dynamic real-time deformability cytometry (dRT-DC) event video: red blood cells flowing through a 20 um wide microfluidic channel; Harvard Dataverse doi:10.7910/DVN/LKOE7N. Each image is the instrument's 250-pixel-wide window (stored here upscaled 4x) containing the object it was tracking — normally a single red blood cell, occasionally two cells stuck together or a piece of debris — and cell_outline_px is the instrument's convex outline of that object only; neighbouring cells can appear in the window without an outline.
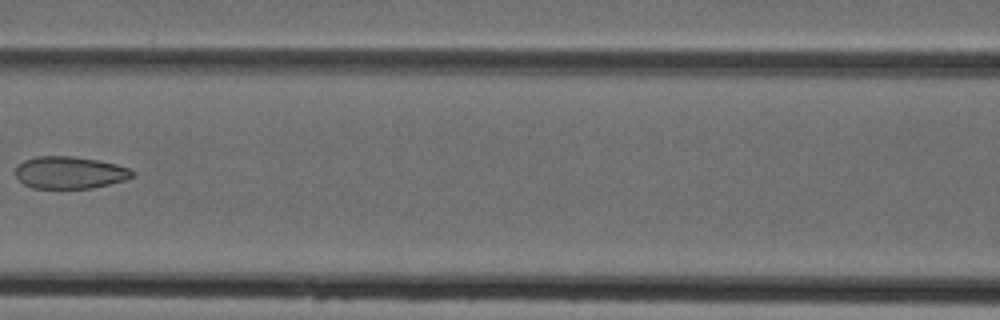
{"species": "Egyptian fruit bat (a non-hibernating species)", "species_latin": "Rousettus aegyptiacus", "temperature_condition": "cold", "stored_images_in_passage": 4, "camera_frame_rate_fps": 3000, "um_per_image_px": 0.085, "animal": {"sex": "female"}, "frame": {"image": 1, "passage_image": 4, "time_ms": 3.667, "image_size_px": [1000, 320], "cell_outline_px": [[136, 176], [128, 180], [92, 188], [32, 188], [24, 184], [16, 176], [16, 168], [24, 160], [36, 156], [72, 156], [96, 160], [116, 164], [128, 168], [136, 172]], "centroid_in_image_um": [5.98, 14.67], "position_along_channel_um": 160.6, "area_um2": 22.02}}